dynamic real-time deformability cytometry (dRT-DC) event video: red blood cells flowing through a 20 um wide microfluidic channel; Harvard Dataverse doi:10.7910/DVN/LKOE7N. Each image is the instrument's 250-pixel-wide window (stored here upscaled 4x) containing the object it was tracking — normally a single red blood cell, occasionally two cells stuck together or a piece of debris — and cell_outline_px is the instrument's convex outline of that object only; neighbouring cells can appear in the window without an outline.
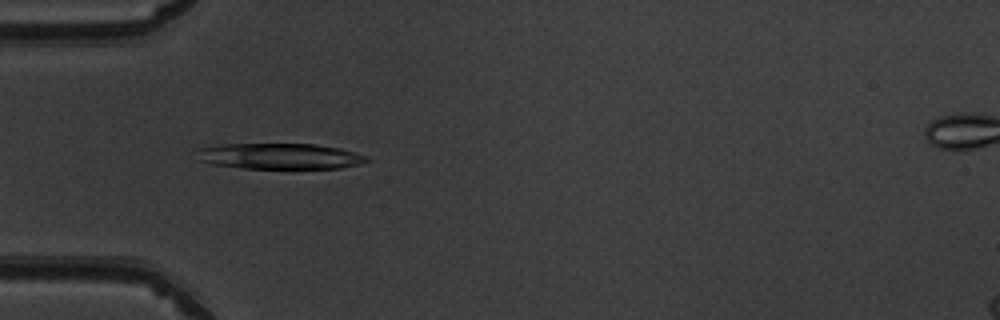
{"species": "common noctule bat (a hibernating species)", "species_latin": "Nyctalus noctula", "temperature_condition": "warm", "stored_images_in_passage": 51, "camera_frame_rate_fps": 3000, "um_per_image_px": 0.085, "animal": {"sex": "male", "body_mass_g": 19.5, "forearm_length_mm": 54.6}, "frame": {"image": 1, "passage_image": 16, "time_ms": 5.0, "image_size_px": [1000, 320], "cell_outline_px": [[372, 160], [360, 164], [340, 168], [244, 168], [212, 164], [196, 160], [200, 148], [216, 144], [316, 144], [340, 148], [368, 156]], "centroid_in_image_um": [23.8, 13.27], "position_along_channel_um": 61.2, "area_um2": 25.66}}
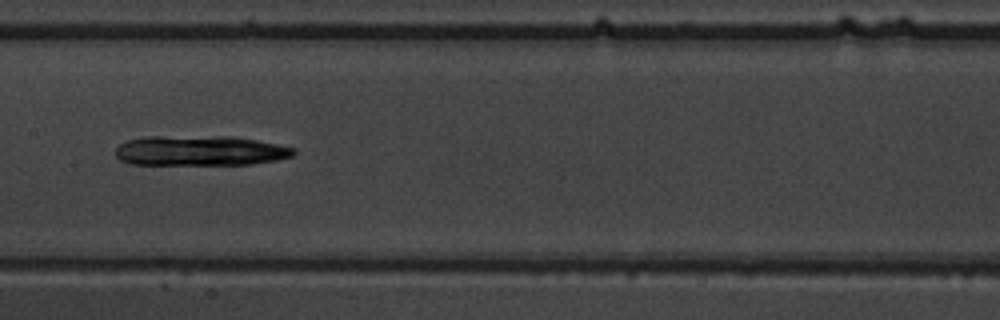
{"frame": {"image": 2, "passage_image": 26, "time_ms": 8.333, "image_size_px": [1000, 320], "cell_outline_px": [[296, 152], [292, 156], [276, 160], [252, 164], [132, 164], [120, 160], [116, 156], [116, 148], [120, 144], [128, 140], [144, 136], [232, 136], [256, 140], [296, 148]], "centroid_in_image_um": [17.01, 12.8], "position_along_channel_um": 190.4, "area_um2": 31.21}}
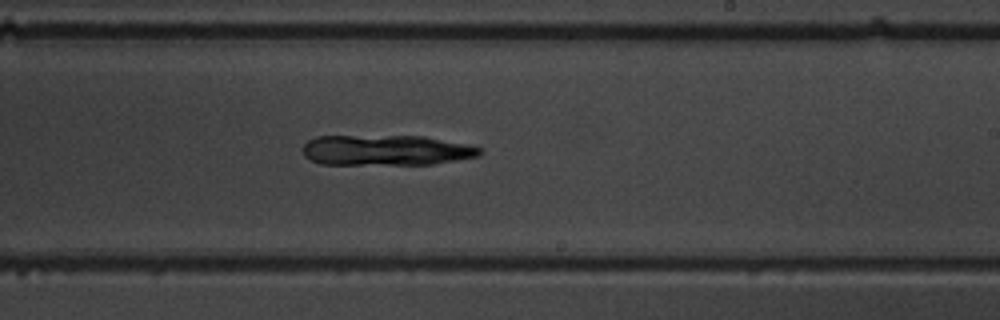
{"frame": {"image": 3, "passage_image": 31, "time_ms": 10.0, "image_size_px": [1000, 320], "cell_outline_px": [[484, 152], [480, 156], [432, 164], [320, 164], [304, 156], [304, 144], [308, 140], [316, 136], [424, 136], [464, 144], [480, 148]], "centroid_in_image_um": [32.81, 12.77], "position_along_channel_um": 256.2, "area_um2": 31.27}}